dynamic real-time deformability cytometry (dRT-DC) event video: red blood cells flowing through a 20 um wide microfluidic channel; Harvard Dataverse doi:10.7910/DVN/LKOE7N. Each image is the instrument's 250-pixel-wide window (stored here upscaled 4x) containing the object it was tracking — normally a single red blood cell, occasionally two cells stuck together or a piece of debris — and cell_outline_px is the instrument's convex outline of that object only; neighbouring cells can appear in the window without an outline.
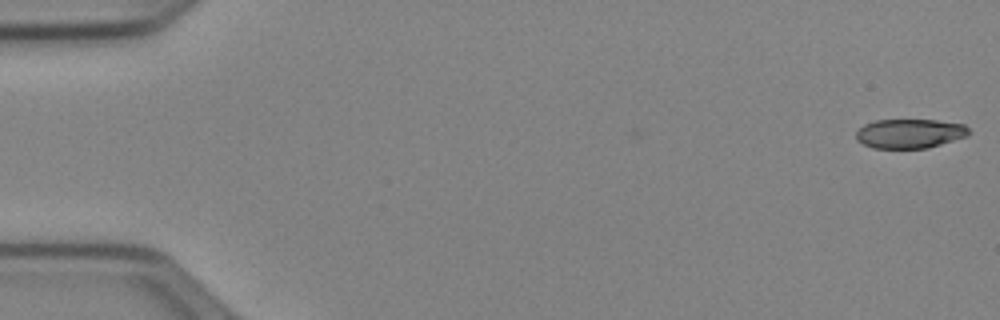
{"species": "Egyptian fruit bat (a non-hibernating species)", "species_latin": "Rousettus aegyptiacus", "temperature_condition": "cold", "stored_images_in_passage": 45, "camera_frame_rate_fps": 3000, "um_per_image_px": 0.085, "animal": {"sex": "female"}, "frame": {"image": 1, "passage_image": 1, "time_ms": 0.0, "image_size_px": [1000, 320], "cell_outline_px": [[972, 132], [968, 136], [928, 148], [872, 148], [856, 140], [856, 132], [864, 124], [876, 120], [936, 120], [964, 124]], "centroid_in_image_um": [77.35, 11.35], "position_along_channel_um": 7.6, "area_um2": 19.36}}
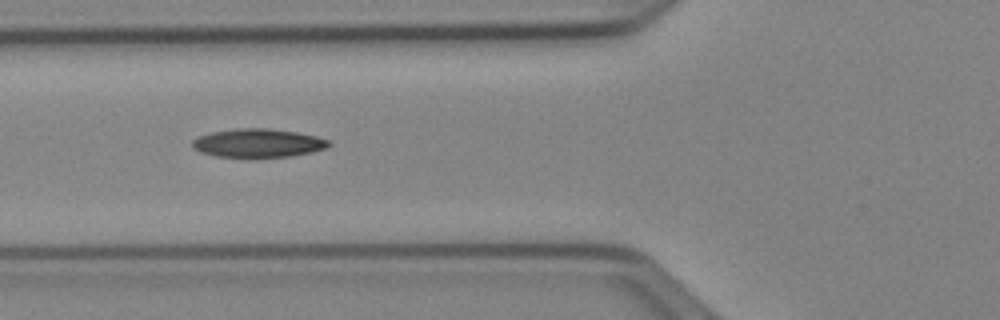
{"frame": {"image": 2, "passage_image": 20, "time_ms": 6.333, "image_size_px": [1000, 320], "cell_outline_px": [[332, 144], [328, 148], [312, 152], [288, 156], [248, 160], [216, 156], [200, 152], [192, 148], [192, 140], [200, 136], [212, 132], [236, 128], [268, 128], [296, 132], [316, 136], [328, 140]], "centroid_in_image_um": [21.92, 12.2], "position_along_channel_um": 103.9, "area_um2": 23.47}}
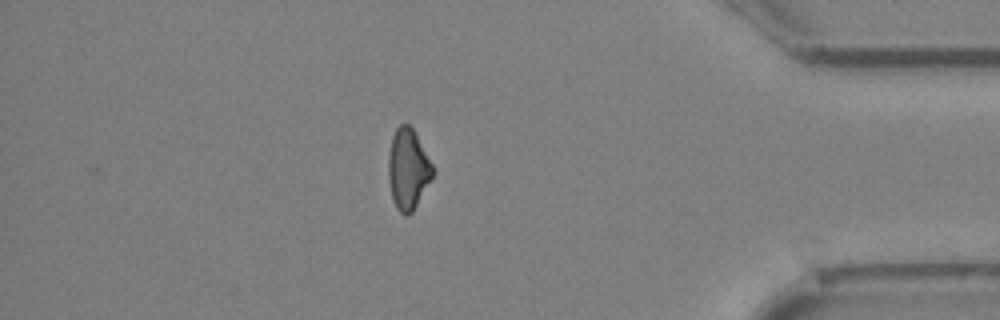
{"frame": {"image": 3, "passage_image": 45, "time_ms": 14.667, "image_size_px": [1000, 320], "cell_outline_px": [[432, 176], [412, 212], [404, 216], [396, 208], [392, 200], [388, 180], [388, 156], [392, 136], [396, 128], [400, 124], [408, 124], [412, 128], [432, 164]], "centroid_in_image_um": [34.63, 14.38], "position_along_channel_um": 400.6, "area_um2": 20.46}, "authors_computed_cell_mechanics": {"area_um2": 21.6172, "velocity_mm_per_s": 3.9665, "shape_relaxation_time_tau1_ms": 7.4397, "shape_relaxation_time_tau2_ms": null, "deformation_change_tau1": 0.1576, "deformation_change_tau2": null}}